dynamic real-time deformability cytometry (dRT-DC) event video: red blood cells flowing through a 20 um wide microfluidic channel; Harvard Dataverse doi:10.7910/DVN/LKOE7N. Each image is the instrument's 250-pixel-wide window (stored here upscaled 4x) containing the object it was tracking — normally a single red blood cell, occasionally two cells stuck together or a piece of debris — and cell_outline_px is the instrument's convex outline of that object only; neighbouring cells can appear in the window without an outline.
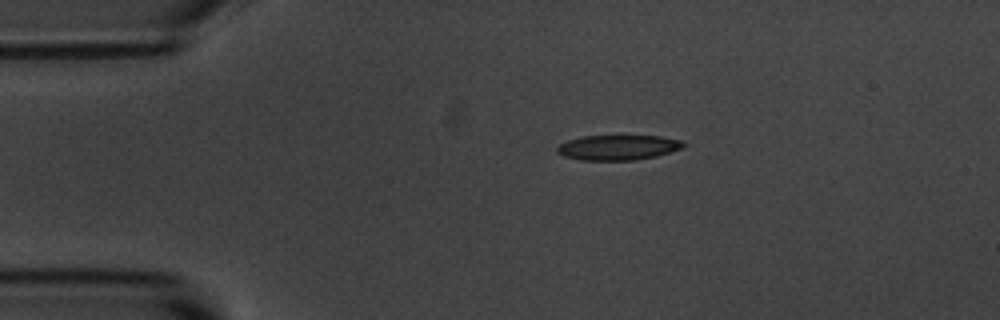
{"species": "common noctule bat (a hibernating species)", "species_latin": "Nyctalus noctula", "temperature_condition": "room temperature", "stored_images_in_passage": 4, "camera_frame_rate_fps": 3000, "um_per_image_px": 0.085, "animal": {"sex": "male", "body_mass_g": 20.1, "forearm_length_mm": 53.5}, "frame": {"image": 1, "passage_image": 1, "time_ms": 0.0, "image_size_px": [1000, 320], "cell_outline_px": [[688, 144], [684, 148], [656, 156], [636, 160], [580, 160], [564, 156], [556, 152], [556, 148], [560, 144], [568, 140], [584, 136], [660, 136], [680, 140]], "centroid_in_image_um": [52.56, 12.54], "position_along_channel_um": 32.4, "area_um2": 18.5}}
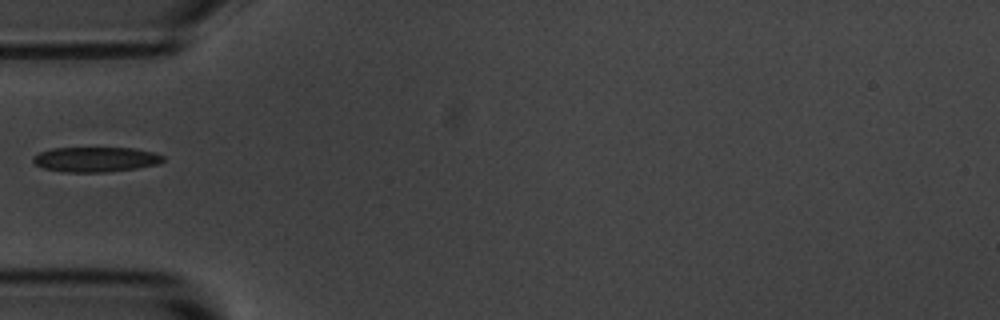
{"frame": {"image": 2, "passage_image": 3, "time_ms": 2.333, "image_size_px": [1000, 320], "cell_outline_px": [[164, 160], [160, 164], [136, 168], [104, 172], [64, 172], [44, 168], [36, 164], [32, 160], [32, 156], [40, 152], [52, 148], [132, 148], [152, 152], [164, 156]], "centroid_in_image_um": [8.12, 13.55], "position_along_channel_um": 76.9, "area_um2": 18.84}}